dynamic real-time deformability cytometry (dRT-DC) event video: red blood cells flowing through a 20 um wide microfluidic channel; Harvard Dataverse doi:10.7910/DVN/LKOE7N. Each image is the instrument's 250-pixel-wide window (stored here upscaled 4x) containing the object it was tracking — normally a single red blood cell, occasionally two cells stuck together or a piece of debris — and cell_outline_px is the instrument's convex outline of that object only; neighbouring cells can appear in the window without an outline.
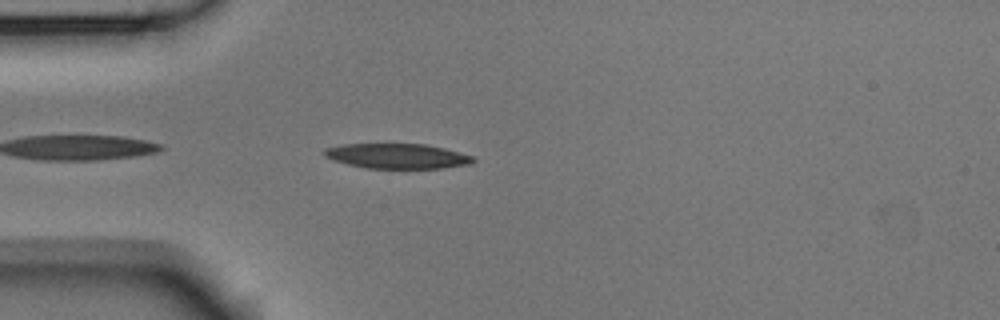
{"species": "Egyptian fruit bat (a non-hibernating species)", "species_latin": "Rousettus aegyptiacus", "temperature_condition": "room temperature", "stored_images_in_passage": 13, "camera_frame_rate_fps": 3000, "um_per_image_px": 0.085, "animal": {"sex": "male"}, "frame": {"image": 1, "passage_image": 2, "time_ms": 0.333, "image_size_px": [1000, 320], "cell_outline_px": [[476, 160], [472, 164], [440, 168], [368, 168], [348, 164], [324, 156], [324, 148], [344, 144], [424, 144], [444, 148], [472, 156]], "centroid_in_image_um": [33.78, 13.26], "position_along_channel_um": 51.2, "area_um2": 21.44}}
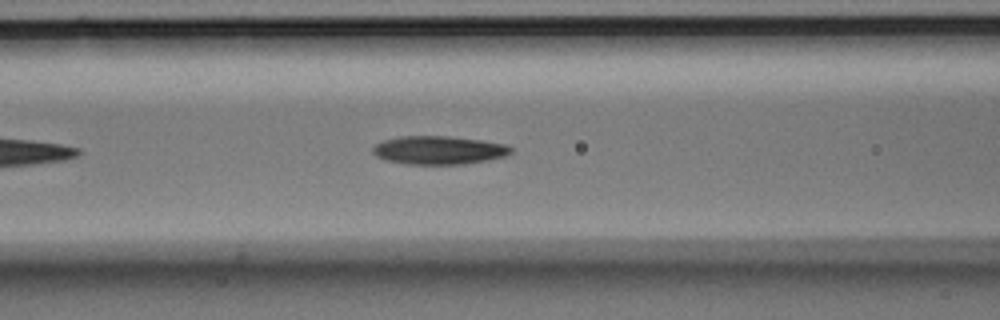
{"frame": {"image": 2, "passage_image": 9, "time_ms": 2.667, "image_size_px": [1000, 320], "cell_outline_px": [[512, 152], [508, 156], [488, 160], [464, 164], [404, 164], [388, 160], [376, 156], [372, 152], [372, 148], [376, 144], [384, 140], [400, 136], [448, 136], [480, 140], [508, 144], [512, 148]], "centroid_in_image_um": [37.33, 12.76], "position_along_channel_um": 129.3, "area_um2": 22.95}}
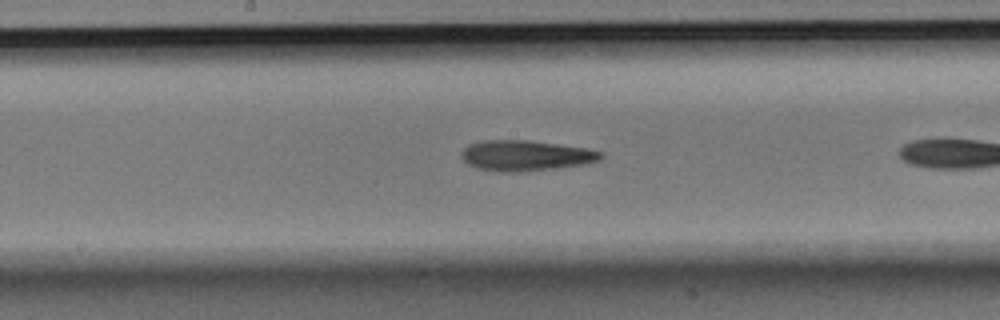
{"frame": {"image": 3, "passage_image": 12, "time_ms": 3.667, "image_size_px": [1000, 320], "cell_outline_px": [[604, 156], [600, 160], [584, 164], [556, 168], [520, 172], [500, 172], [476, 168], [468, 164], [460, 156], [460, 152], [468, 144], [480, 140], [528, 140], [584, 148], [604, 152]], "centroid_in_image_um": [44.64, 13.22], "position_along_channel_um": 203.6, "area_um2": 24.91}}